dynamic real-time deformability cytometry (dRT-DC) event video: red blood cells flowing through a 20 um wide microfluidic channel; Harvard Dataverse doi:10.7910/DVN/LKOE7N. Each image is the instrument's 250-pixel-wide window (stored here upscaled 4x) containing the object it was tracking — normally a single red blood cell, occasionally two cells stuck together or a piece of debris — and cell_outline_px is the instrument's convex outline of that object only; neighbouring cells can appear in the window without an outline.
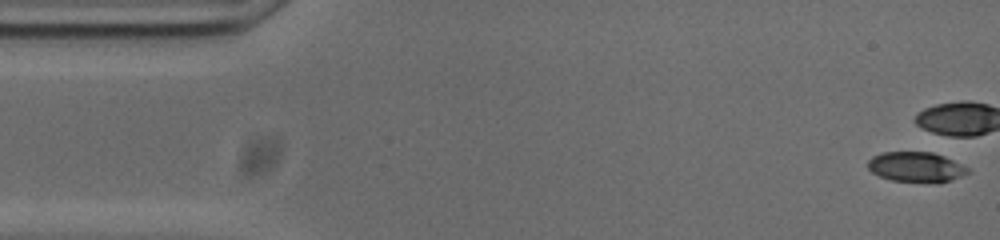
{"species": "common noctule bat (a hibernating species)", "species_latin": "Nyctalus noctula", "temperature_condition": "cold", "stored_images_in_passage": 40, "camera_frame_rate_fps": 3000, "um_per_image_px": 0.085, "animal": {"sex": "male", "body_mass_g": 20.0, "forearm_length_mm": 53.3}, "frame": {"image": 1, "passage_image": 1, "time_ms": 0.0, "image_size_px": [1000, 240], "cell_outline_px": [[968, 172], [952, 180], [940, 184], [928, 184], [892, 180], [880, 176], [872, 172], [868, 168], [868, 160], [872, 156], [884, 152], [932, 152], [944, 156], [968, 168]], "centroid_in_image_um": [77.86, 14.22], "position_along_channel_um": 7.1, "area_um2": 17.74}, "authors_computed_cell_mechanics": {"area_um2": 19.8543, "velocity_mm_per_s": 3.7443, "shape_relaxation_time_tau1_ms": 8.4562, "shape_relaxation_time_tau2_ms": 2.029, "deformation_change_tau1": 0.2609, "deformation_change_tau2": 0.0697}}